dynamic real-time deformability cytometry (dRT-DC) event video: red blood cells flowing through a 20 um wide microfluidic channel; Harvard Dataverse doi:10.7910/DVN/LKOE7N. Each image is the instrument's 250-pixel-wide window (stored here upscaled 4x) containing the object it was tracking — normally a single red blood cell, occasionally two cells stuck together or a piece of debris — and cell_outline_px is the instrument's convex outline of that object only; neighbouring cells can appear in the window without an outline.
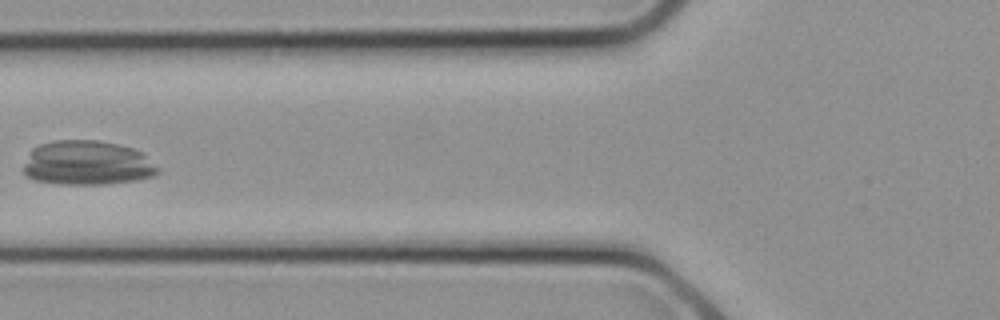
{"species": "common noctule bat (a hibernating species)", "species_latin": "Nyctalus noctula", "temperature_condition": "cold", "stored_images_in_passage": 14, "camera_frame_rate_fps": 3000, "um_per_image_px": 0.085, "animal": {"sex": "female", "body_mass_g": 21.9}, "frame": {"image": 1, "passage_image": 10, "time_ms": 3.0, "image_size_px": [1000, 320], "cell_outline_px": [[160, 172], [152, 176], [136, 180], [104, 184], [60, 184], [36, 180], [28, 176], [24, 172], [24, 164], [28, 152], [32, 148], [40, 144], [56, 140], [100, 140], [132, 148], [144, 152], [160, 168]], "centroid_in_image_um": [7.44, 13.84], "position_along_channel_um": 118.4, "area_um2": 35.03}}
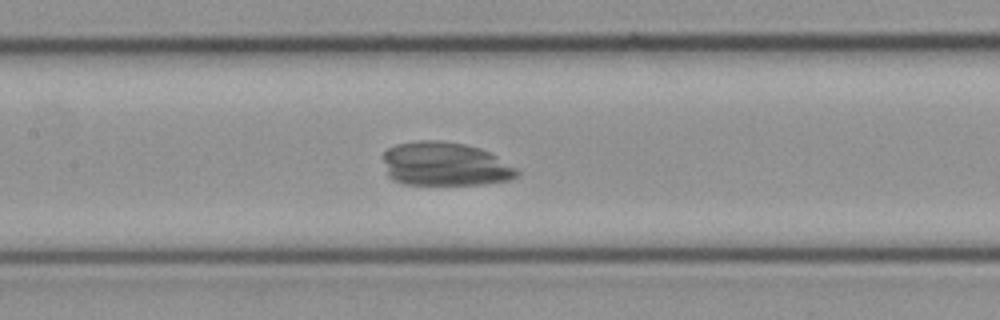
{"frame": {"image": 2, "passage_image": 12, "time_ms": 3.667, "image_size_px": [1000, 320], "cell_outline_px": [[520, 172], [516, 176], [508, 180], [484, 184], [404, 184], [392, 180], [388, 176], [384, 160], [384, 152], [388, 148], [396, 144], [420, 140], [436, 140], [464, 144], [480, 148], [496, 156], [516, 168]], "centroid_in_image_um": [37.8, 13.95], "position_along_channel_um": 169.6, "area_um2": 33.93}}
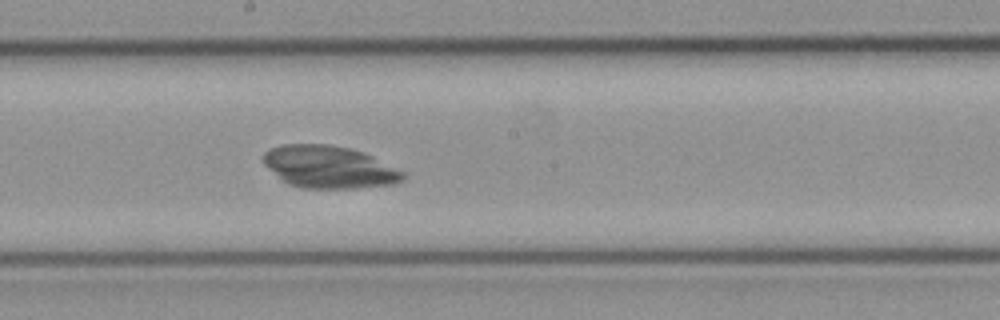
{"frame": {"image": 3, "passage_image": 14, "time_ms": 4.333, "image_size_px": [1000, 320], "cell_outline_px": [[408, 176], [404, 180], [396, 184], [356, 188], [300, 188], [288, 184], [280, 180], [260, 160], [264, 152], [268, 148], [280, 144], [328, 144], [348, 148], [364, 152], [404, 172]], "centroid_in_image_um": [27.93, 14.2], "position_along_channel_um": 220.3, "area_um2": 34.97}}